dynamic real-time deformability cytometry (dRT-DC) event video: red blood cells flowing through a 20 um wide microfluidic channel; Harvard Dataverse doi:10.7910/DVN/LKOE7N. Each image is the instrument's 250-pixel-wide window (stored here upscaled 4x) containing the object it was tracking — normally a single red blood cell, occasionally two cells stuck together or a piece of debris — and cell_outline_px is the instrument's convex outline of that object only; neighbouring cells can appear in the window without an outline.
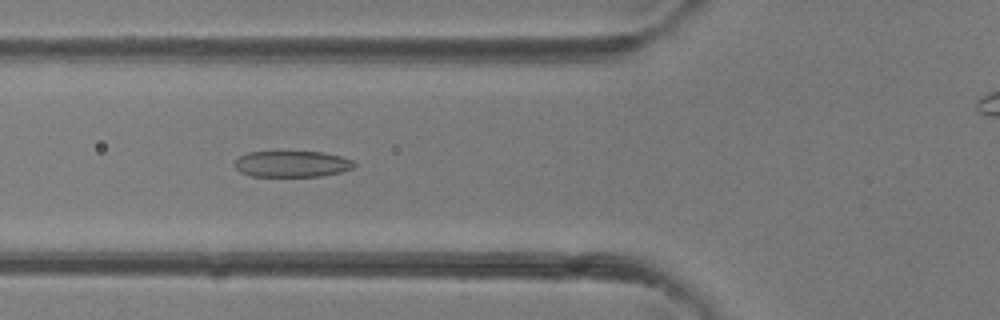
{"species": "common noctule bat (a hibernating species)", "species_latin": "Nyctalus noctula", "temperature_condition": "room temperature", "stored_images_in_passage": 39, "camera_frame_rate_fps": 3000, "um_per_image_px": 0.085, "animal": {"sex": "female"}, "frame": {"image": 1, "passage_image": 15, "time_ms": 4.667, "image_size_px": [1000, 320], "cell_outline_px": [[356, 164], [352, 168], [340, 172], [320, 176], [252, 176], [240, 172], [236, 168], [236, 160], [240, 156], [248, 152], [320, 152], [340, 156], [352, 160]], "centroid_in_image_um": [24.82, 13.94], "position_along_channel_um": 101.0, "area_um2": 17.98}}
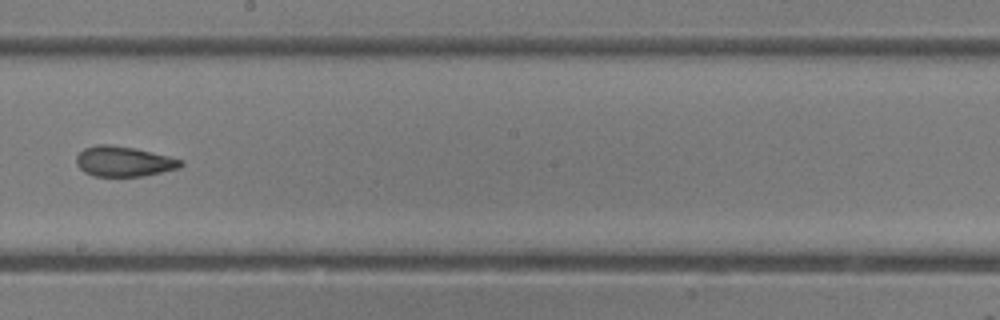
{"frame": {"image": 2, "passage_image": 23, "time_ms": 7.333, "image_size_px": [1000, 320], "cell_outline_px": [[184, 164], [180, 168], [144, 176], [92, 176], [84, 172], [76, 164], [76, 156], [84, 148], [96, 144], [108, 144], [136, 148], [184, 160]], "centroid_in_image_um": [10.52, 13.72], "position_along_channel_um": 237.7, "area_um2": 18.55}}
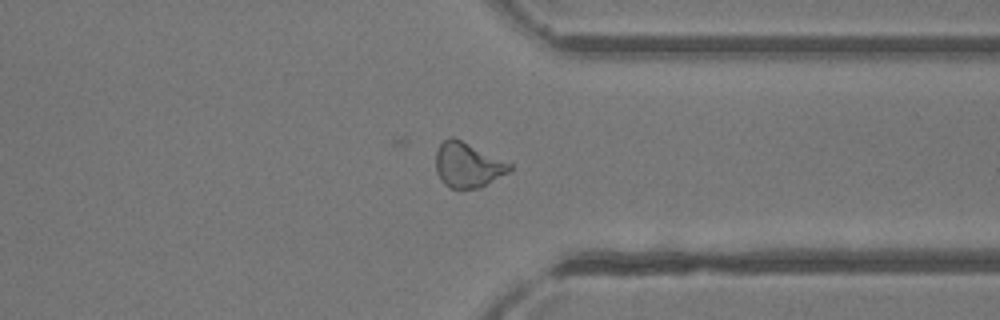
{"frame": {"image": 3, "passage_image": 31, "time_ms": 10.0, "image_size_px": [1000, 320], "cell_outline_px": [[512, 168], [508, 172], [480, 188], [452, 188], [444, 184], [436, 172], [436, 152], [440, 144], [444, 140], [452, 136], [512, 164]], "centroid_in_image_um": [39.74, 14.03], "position_along_channel_um": 371.7, "area_um2": 19.02}}